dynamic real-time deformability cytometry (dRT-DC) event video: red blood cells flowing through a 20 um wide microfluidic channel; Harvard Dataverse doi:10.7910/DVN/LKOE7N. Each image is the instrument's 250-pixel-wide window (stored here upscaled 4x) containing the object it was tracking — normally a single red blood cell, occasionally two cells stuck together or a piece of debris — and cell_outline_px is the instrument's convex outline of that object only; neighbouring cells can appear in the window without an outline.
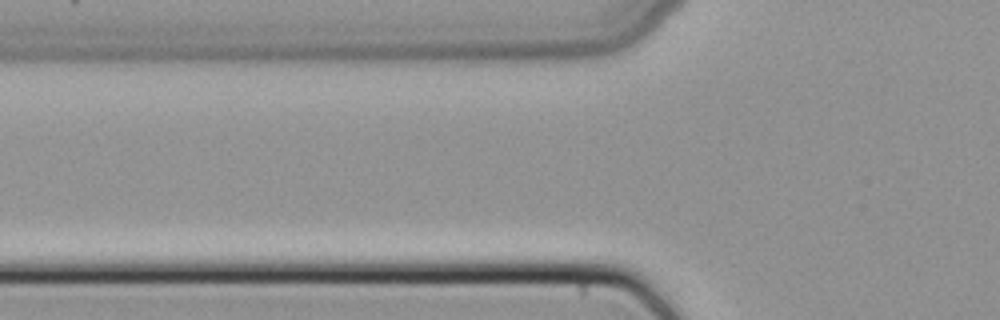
{"species": "common noctule bat (a hibernating species)", "species_latin": "Nyctalus noctula", "temperature_condition": "cold", "stored_images_in_passage": 3, "camera_frame_rate_fps": 3000, "um_per_image_px": 0.085, "animal": {"sex": "female", "body_mass_g": 22.7, "forearm_length_mm": 54.2}, "frame": {"image": 1, "passage_image": 3, "time_ms": 0.667, "image_size_px": [1000, 320], "cell_outline_px": [[608, 272], [484, 272], [476, 268], [484, 260], [576, 260], [604, 264]], "centroid_in_image_um": [45.95, 22.63], "position_along_channel_um": 79.8, "area_um2": 10.46}}